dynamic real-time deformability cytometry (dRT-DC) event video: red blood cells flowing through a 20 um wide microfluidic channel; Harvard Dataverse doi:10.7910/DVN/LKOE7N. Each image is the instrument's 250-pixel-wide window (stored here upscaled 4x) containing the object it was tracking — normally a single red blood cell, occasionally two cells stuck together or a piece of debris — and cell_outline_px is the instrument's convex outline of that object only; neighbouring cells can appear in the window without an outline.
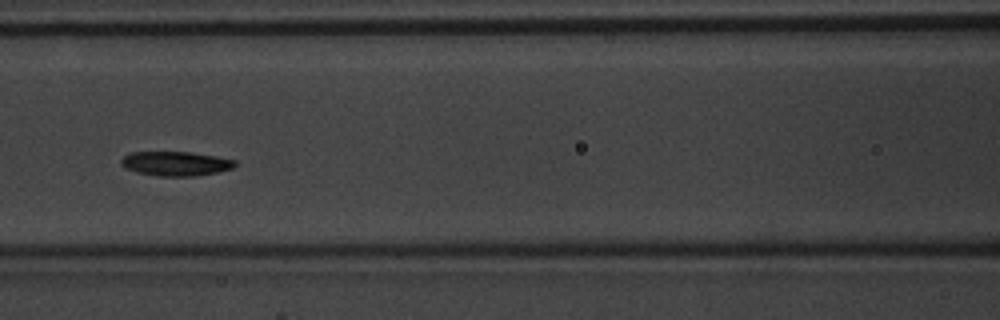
{"species": "common noctule bat (a hibernating species)", "species_latin": "Nyctalus noctula", "temperature_condition": "warm", "stored_images_in_passage": 40, "camera_frame_rate_fps": 3000, "um_per_image_px": 0.085, "animal": {"sex": "male", "body_mass_g": 20.1, "forearm_length_mm": 53.5}, "frame": {"image": 1, "passage_image": 23, "time_ms": 7.333, "image_size_px": [1000, 320], "cell_outline_px": [[236, 164], [232, 168], [216, 172], [196, 176], [156, 176], [136, 172], [124, 168], [120, 164], [120, 160], [124, 156], [132, 152], [188, 152], [216, 156], [236, 160]], "centroid_in_image_um": [14.9, 13.91], "position_along_channel_um": 151.7, "area_um2": 16.18}}